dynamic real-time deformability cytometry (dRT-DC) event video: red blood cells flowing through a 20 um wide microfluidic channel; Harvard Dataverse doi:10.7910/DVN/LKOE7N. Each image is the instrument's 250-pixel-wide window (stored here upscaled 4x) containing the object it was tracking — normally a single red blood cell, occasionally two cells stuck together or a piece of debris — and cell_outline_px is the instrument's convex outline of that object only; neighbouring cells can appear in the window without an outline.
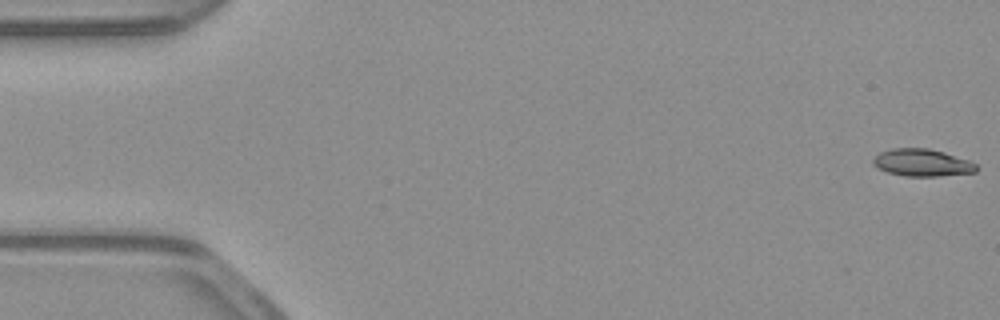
{"species": "common noctule bat (a hibernating species)", "species_latin": "Nyctalus noctula", "temperature_condition": "warm", "stored_images_in_passage": 53, "camera_frame_rate_fps": 3000, "um_per_image_px": 0.085, "animal": {"sex": "male", "body_mass_g": 23.1, "forearm_length_mm": 52.7}, "frame": {"image": 1, "passage_image": 1, "time_ms": 0.0, "image_size_px": [1000, 320], "cell_outline_px": [[976, 172], [936, 176], [904, 176], [888, 172], [872, 164], [872, 160], [880, 152], [892, 148], [928, 148], [944, 152], [968, 160], [976, 164]], "centroid_in_image_um": [78.36, 13.82], "position_along_channel_um": 6.6, "area_um2": 16.24}}
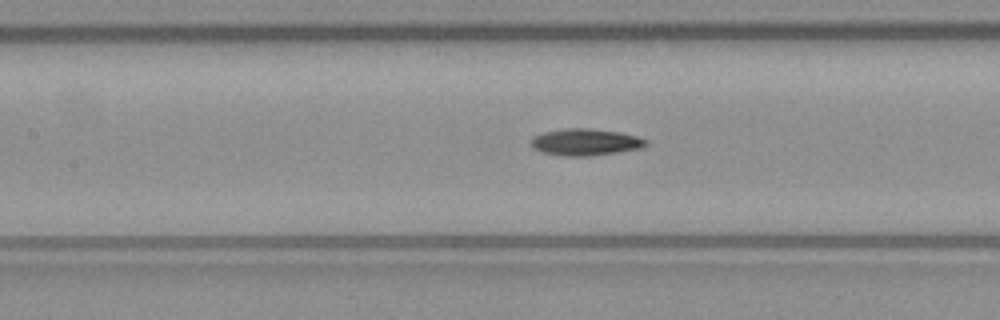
{"frame": {"image": 2, "passage_image": 24, "time_ms": 7.667, "image_size_px": [1000, 320], "cell_outline_px": [[648, 144], [640, 148], [592, 156], [568, 156], [544, 152], [536, 148], [532, 144], [532, 136], [544, 132], [564, 128], [592, 128], [620, 132], [636, 136], [648, 140]], "centroid_in_image_um": [49.8, 12.06], "position_along_channel_um": 157.6, "area_um2": 17.74}}
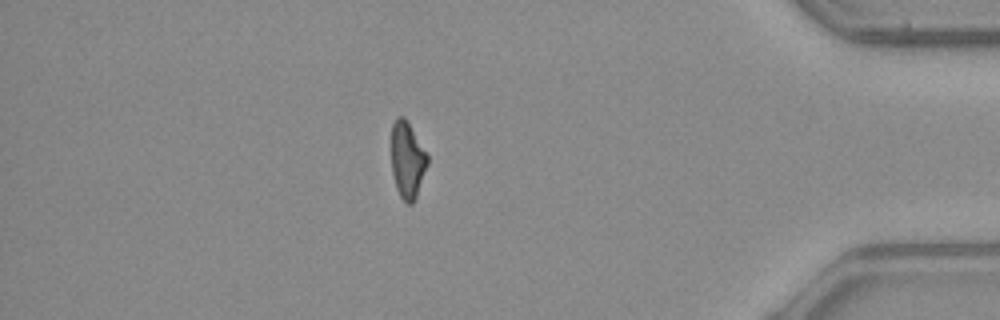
{"frame": {"image": 3, "passage_image": 46, "time_ms": 15.0, "image_size_px": [1000, 320], "cell_outline_px": [[428, 164], [416, 196], [412, 204], [408, 204], [400, 196], [396, 188], [392, 172], [392, 124], [396, 116], [404, 116], [428, 156]], "centroid_in_image_um": [34.61, 13.59], "position_along_channel_um": 400.6, "area_um2": 15.84}}